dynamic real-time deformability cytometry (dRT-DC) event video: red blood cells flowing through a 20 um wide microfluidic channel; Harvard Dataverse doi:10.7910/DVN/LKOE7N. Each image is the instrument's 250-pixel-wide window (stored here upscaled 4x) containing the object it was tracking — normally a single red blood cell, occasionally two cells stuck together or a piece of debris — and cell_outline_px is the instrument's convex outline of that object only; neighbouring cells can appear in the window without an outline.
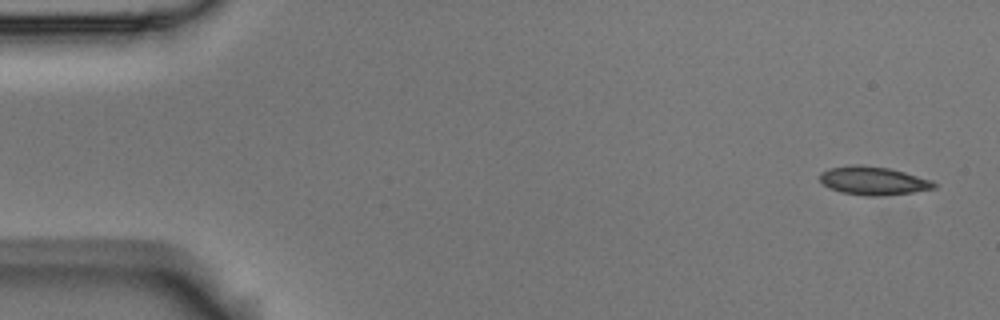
{"species": "Egyptian fruit bat (a non-hibernating species)", "species_latin": "Rousettus aegyptiacus", "temperature_condition": "room temperature", "stored_images_in_passage": 7, "camera_frame_rate_fps": 3000, "um_per_image_px": 0.085, "animal": {"sex": "male"}, "frame": {"image": 1, "passage_image": 1, "time_ms": 0.0, "image_size_px": [1000, 320], "cell_outline_px": [[936, 188], [912, 192], [880, 196], [864, 196], [840, 192], [828, 188], [820, 180], [820, 172], [828, 168], [852, 164], [860, 164], [888, 168], [904, 172], [932, 180], [936, 184]], "centroid_in_image_um": [74.19, 15.36], "position_along_channel_um": 10.8, "area_um2": 19.02}}
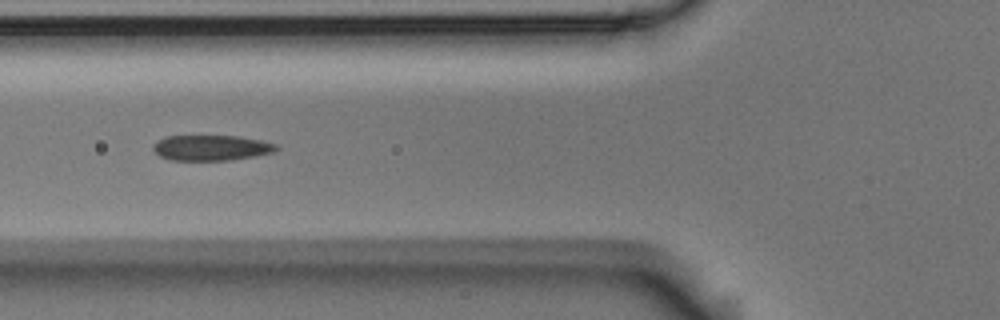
{"frame": {"image": 2, "passage_image": 6, "time_ms": 1.667, "image_size_px": [1000, 320], "cell_outline_px": [[280, 148], [272, 152], [252, 156], [228, 160], [172, 160], [160, 156], [152, 148], [152, 144], [156, 140], [164, 136], [240, 136], [260, 140], [276, 144]], "centroid_in_image_um": [17.91, 12.55], "position_along_channel_um": 107.9, "area_um2": 18.21}}
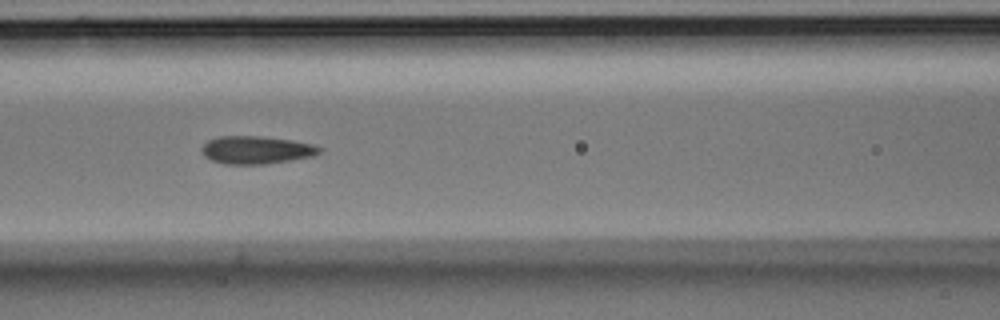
{"frame": {"image": 3, "passage_image": 7, "time_ms": 2.0, "image_size_px": [1000, 320], "cell_outline_px": [[324, 148], [320, 152], [312, 156], [264, 164], [224, 164], [212, 160], [204, 156], [200, 148], [208, 140], [216, 136], [264, 136], [292, 140], [316, 144]], "centroid_in_image_um": [21.79, 12.73], "position_along_channel_um": 144.8, "area_um2": 19.25}}